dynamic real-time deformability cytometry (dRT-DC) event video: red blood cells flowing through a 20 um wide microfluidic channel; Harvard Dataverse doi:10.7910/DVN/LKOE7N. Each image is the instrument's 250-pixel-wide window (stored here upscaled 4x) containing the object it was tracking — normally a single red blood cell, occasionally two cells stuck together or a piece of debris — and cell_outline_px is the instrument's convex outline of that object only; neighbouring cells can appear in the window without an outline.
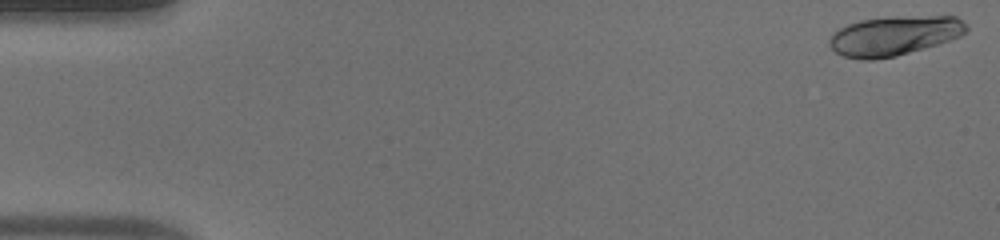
{"species": "human", "species_latin": "Homo sapiens", "temperature_condition": "warm", "stored_images_in_passage": 53, "camera_frame_rate_fps": 3000, "um_per_image_px": 0.085, "donor": {"sex": "male"}, "frame": {"image": 1, "passage_image": 1, "time_ms": 0.0, "image_size_px": [1000, 240], "cell_outline_px": [[968, 32], [960, 36], [924, 48], [896, 56], [872, 60], [860, 60], [844, 56], [836, 52], [828, 44], [828, 40], [832, 32], [848, 24], [860, 20], [888, 16], [956, 16], [968, 28]], "centroid_in_image_um": [75.97, 3.03], "position_along_channel_um": 9.0, "area_um2": 31.67}}
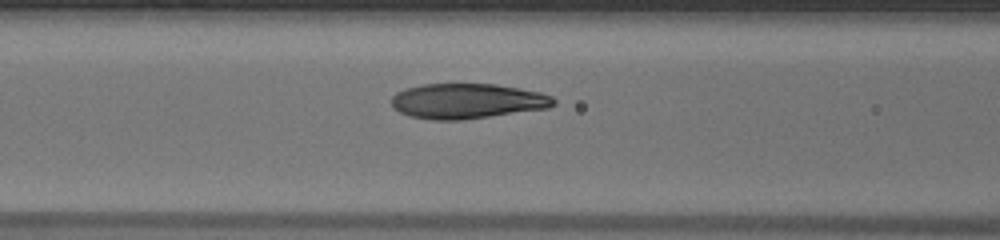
{"frame": {"image": 2, "passage_image": 22, "time_ms": 7.0, "image_size_px": [1000, 240], "cell_outline_px": [[556, 104], [548, 108], [464, 120], [432, 120], [408, 116], [392, 108], [392, 96], [396, 92], [420, 84], [496, 84], [540, 92], [552, 96], [556, 100]], "centroid_in_image_um": [39.71, 8.6], "position_along_channel_um": 126.9, "area_um2": 33.41}}
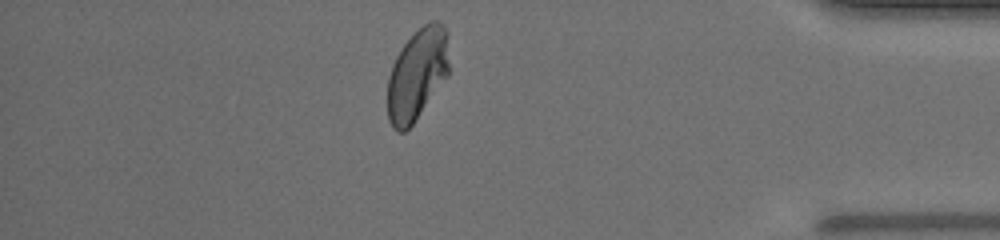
{"frame": {"image": 3, "passage_image": 46, "time_ms": 15.0, "image_size_px": [1000, 240], "cell_outline_px": [[448, 76], [412, 124], [404, 132], [396, 132], [392, 128], [388, 120], [388, 76], [392, 64], [396, 56], [404, 44], [424, 24], [432, 20], [440, 20], [444, 24], [448, 32]], "centroid_in_image_um": [35.47, 6.3], "position_along_channel_um": 399.7, "area_um2": 32.95}, "authors_computed_cell_mechanics": {"area_um2": 33.3506, "velocity_mm_per_s": 3.8637, "shape_relaxation_time_tau1_ms": 6.3265, "shape_relaxation_time_tau2_ms": null, "deformation_change_tau1": 0.2371, "deformation_change_tau2": null}}